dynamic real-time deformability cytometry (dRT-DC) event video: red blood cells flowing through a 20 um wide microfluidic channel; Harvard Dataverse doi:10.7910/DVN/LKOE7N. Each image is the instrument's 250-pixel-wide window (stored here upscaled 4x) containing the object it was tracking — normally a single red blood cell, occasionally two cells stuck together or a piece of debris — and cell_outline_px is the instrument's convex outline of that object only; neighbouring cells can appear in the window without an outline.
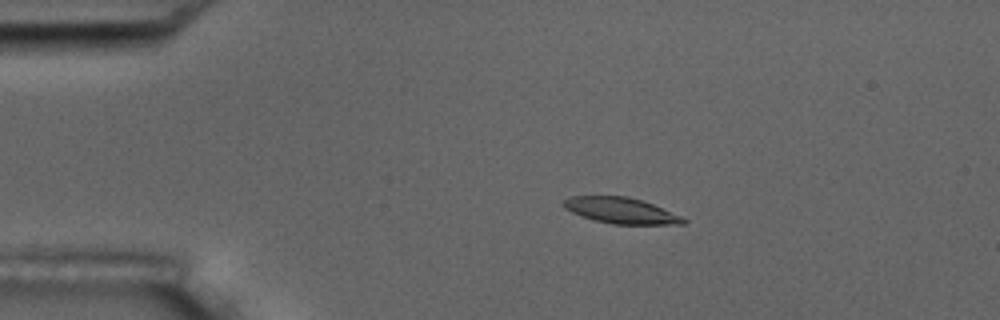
{"species": "common noctule bat (a hibernating species)", "species_latin": "Nyctalus noctula", "temperature_condition": "room temperature", "stored_images_in_passage": 6, "camera_frame_rate_fps": 3000, "um_per_image_px": 0.085, "animal": {"sex": "male", "body_mass_g": 17.5, "forearm_length_mm": 52.3}, "frame": {"image": 1, "passage_image": 3, "time_ms": 2.333, "image_size_px": [1000, 320], "cell_outline_px": [[688, 220], [684, 224], [612, 224], [596, 220], [572, 212], [564, 208], [560, 204], [568, 196], [628, 196], [652, 204], [680, 216]], "centroid_in_image_um": [52.74, 17.89], "position_along_channel_um": 32.3, "area_um2": 17.86}}